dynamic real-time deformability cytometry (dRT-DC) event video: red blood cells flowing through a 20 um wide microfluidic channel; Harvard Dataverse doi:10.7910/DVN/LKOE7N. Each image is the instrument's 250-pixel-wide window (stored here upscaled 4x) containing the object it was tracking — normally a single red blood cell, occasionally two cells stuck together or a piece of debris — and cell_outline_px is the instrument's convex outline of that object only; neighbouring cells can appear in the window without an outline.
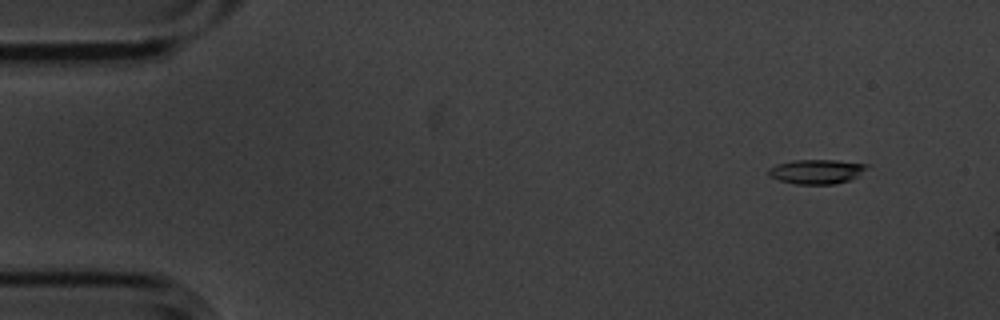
{"species": "common noctule bat (a hibernating species)", "species_latin": "Nyctalus noctula", "temperature_condition": "cold", "stored_images_in_passage": 4, "camera_frame_rate_fps": 3000, "um_per_image_px": 0.085, "animal": {"sex": "male", "body_mass_g": 20.1, "forearm_length_mm": 53.5}, "frame": {"image": 1, "passage_image": 2, "time_ms": 0.333, "image_size_px": [1000, 320], "cell_outline_px": [[868, 164], [856, 176], [848, 180], [832, 184], [796, 184], [776, 180], [768, 176], [768, 168], [776, 164], [796, 160], [836, 160]], "centroid_in_image_um": [69.3, 14.58], "position_along_channel_um": 15.7, "area_um2": 13.81}}